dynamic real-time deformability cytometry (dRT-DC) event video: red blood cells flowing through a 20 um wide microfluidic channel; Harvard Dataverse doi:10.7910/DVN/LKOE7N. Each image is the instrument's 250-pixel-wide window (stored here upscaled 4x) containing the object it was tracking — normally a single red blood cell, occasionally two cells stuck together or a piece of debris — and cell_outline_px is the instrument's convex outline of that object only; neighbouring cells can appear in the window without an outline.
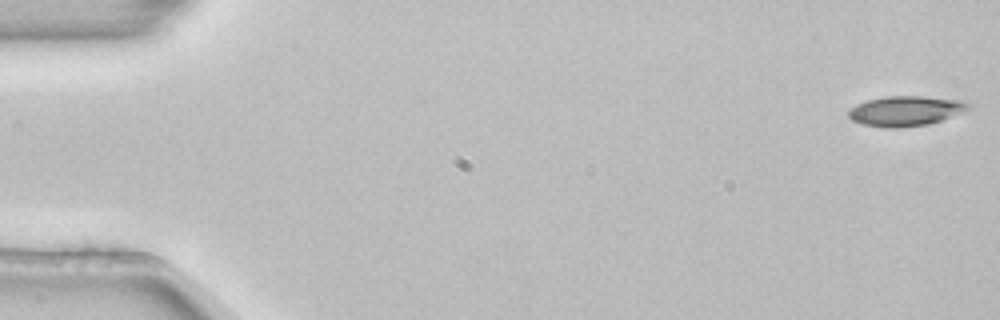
{"species": "common noctule bat (a hibernating species)", "species_latin": "Nyctalus noctula", "temperature_condition": "room temperature", "stored_images_in_passage": 4, "camera_frame_rate_fps": 3000, "um_per_image_px": 0.085, "animal": {"sex": "female", "body_mass_g": 22.7, "forearm_length_mm": 54.2}, "frame": {"image": 1, "passage_image": 1, "time_ms": 0.0, "image_size_px": [1000, 320], "cell_outline_px": [[976, 104], [972, 108], [964, 112], [928, 124], [900, 128], [888, 128], [864, 124], [852, 120], [848, 116], [848, 112], [856, 104], [868, 100], [884, 96], [920, 96], [964, 100]], "centroid_in_image_um": [77.06, 9.42], "position_along_channel_um": 7.9, "area_um2": 21.15}}
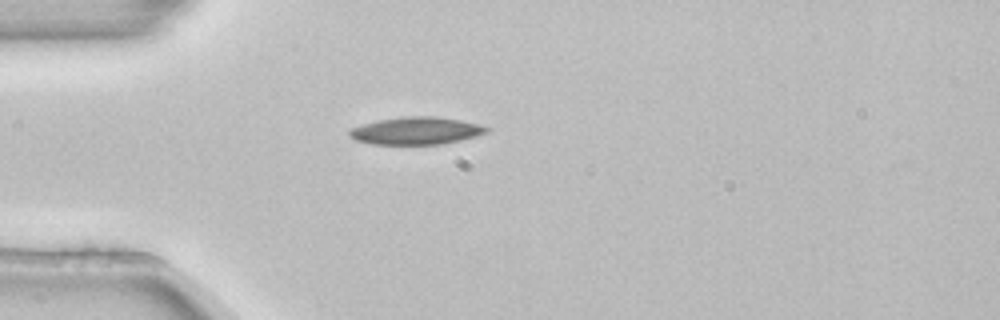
{"frame": {"image": 2, "passage_image": 4, "time_ms": 1.0, "image_size_px": [1000, 320], "cell_outline_px": [[492, 128], [488, 132], [460, 140], [440, 144], [372, 144], [356, 140], [348, 136], [348, 132], [352, 128], [364, 124], [380, 120], [404, 116], [436, 116], [460, 120], [480, 124]], "centroid_in_image_um": [35.4, 11.11], "position_along_channel_um": 49.6, "area_um2": 21.85}}